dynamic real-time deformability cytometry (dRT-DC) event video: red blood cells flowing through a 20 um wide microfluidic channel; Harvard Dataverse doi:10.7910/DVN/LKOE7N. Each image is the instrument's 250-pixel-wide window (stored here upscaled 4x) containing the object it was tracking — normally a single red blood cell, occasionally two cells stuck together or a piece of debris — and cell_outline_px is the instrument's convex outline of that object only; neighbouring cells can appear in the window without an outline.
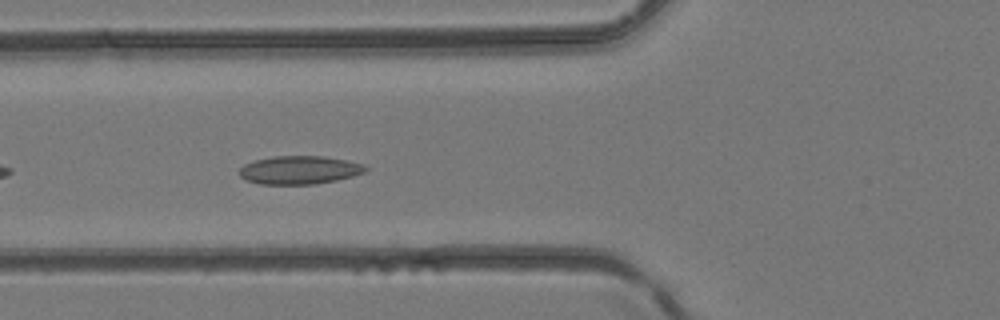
{"species": "common noctule bat (a hibernating species)", "species_latin": "Nyctalus noctula", "temperature_condition": "room temperature", "stored_images_in_passage": 42, "camera_frame_rate_fps": 3000, "um_per_image_px": 0.085, "animal": {"sex": "female", "body_mass_g": 24.6, "forearm_length_mm": 56.2}, "frame": {"image": 1, "passage_image": 16, "time_ms": 5.0, "image_size_px": [1000, 320], "cell_outline_px": [[368, 168], [364, 172], [352, 176], [336, 180], [316, 184], [260, 184], [248, 180], [240, 176], [240, 168], [244, 164], [256, 160], [272, 156], [324, 156], [364, 164]], "centroid_in_image_um": [25.45, 14.45], "position_along_channel_um": 100.3, "area_um2": 20.63}}
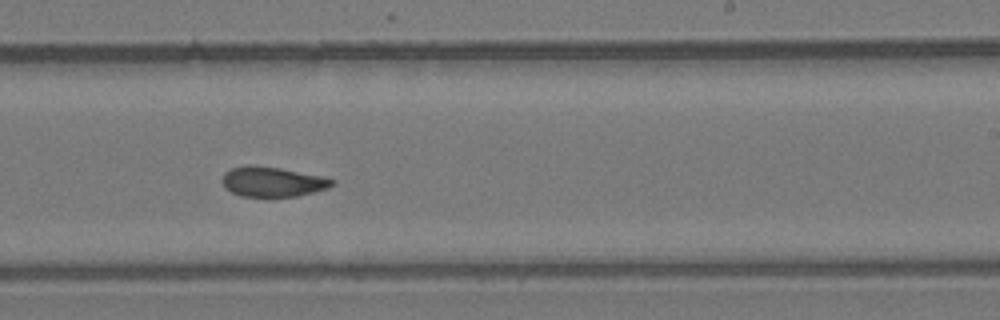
{"frame": {"image": 2, "passage_image": 26, "time_ms": 8.333, "image_size_px": [1000, 320], "cell_outline_px": [[336, 184], [328, 188], [296, 196], [240, 196], [224, 188], [220, 180], [224, 172], [232, 168], [248, 164], [252, 164], [280, 168], [324, 176], [336, 180]], "centroid_in_image_um": [23.15, 15.43], "position_along_channel_um": 265.9, "area_um2": 19.42}}
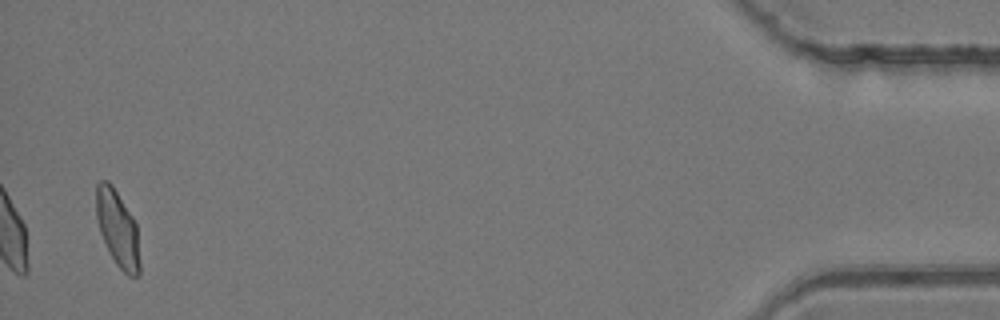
{"frame": {"image": 3, "passage_image": 41, "time_ms": 13.333, "image_size_px": [1000, 320], "cell_outline_px": [[140, 276], [128, 276], [116, 264], [100, 232], [96, 216], [96, 184], [100, 180], [108, 180], [112, 184], [132, 216], [136, 224], [140, 260]], "centroid_in_image_um": [10.0, 19.42], "position_along_channel_um": 425.2, "area_um2": 19.31}}